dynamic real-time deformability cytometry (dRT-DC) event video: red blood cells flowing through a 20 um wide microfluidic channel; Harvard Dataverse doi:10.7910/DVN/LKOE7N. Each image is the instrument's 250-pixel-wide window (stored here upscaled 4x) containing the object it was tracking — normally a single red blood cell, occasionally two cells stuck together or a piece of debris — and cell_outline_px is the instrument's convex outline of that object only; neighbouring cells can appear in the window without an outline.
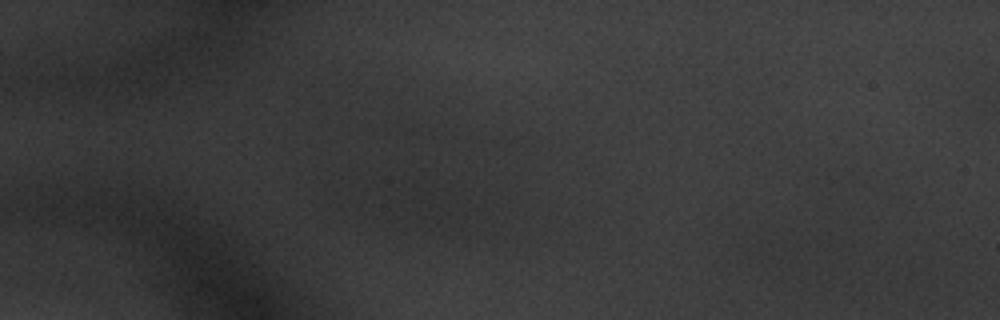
{"species": "common noctule bat (a hibernating species)", "species_latin": "Nyctalus noctula", "temperature_condition": "warm", "stored_images_in_passage": 12, "camera_frame_rate_fps": 3000, "um_per_image_px": 0.085, "animal": {"sex": "male", "body_mass_g": 20.1, "forearm_length_mm": 53.5}, "frame": {"image": 1, "passage_image": 12, "time_ms": 3.667, "image_size_px": [1000, 320], "cell_outline_px": [[500, 204], [496, 216], [444, 236], [416, 228], [392, 212], [388, 200], [396, 180], [416, 180], [448, 184]], "centroid_in_image_um": [37.32, 17.55], "position_along_channel_um": 47.7, "area_um2": 30.06}}